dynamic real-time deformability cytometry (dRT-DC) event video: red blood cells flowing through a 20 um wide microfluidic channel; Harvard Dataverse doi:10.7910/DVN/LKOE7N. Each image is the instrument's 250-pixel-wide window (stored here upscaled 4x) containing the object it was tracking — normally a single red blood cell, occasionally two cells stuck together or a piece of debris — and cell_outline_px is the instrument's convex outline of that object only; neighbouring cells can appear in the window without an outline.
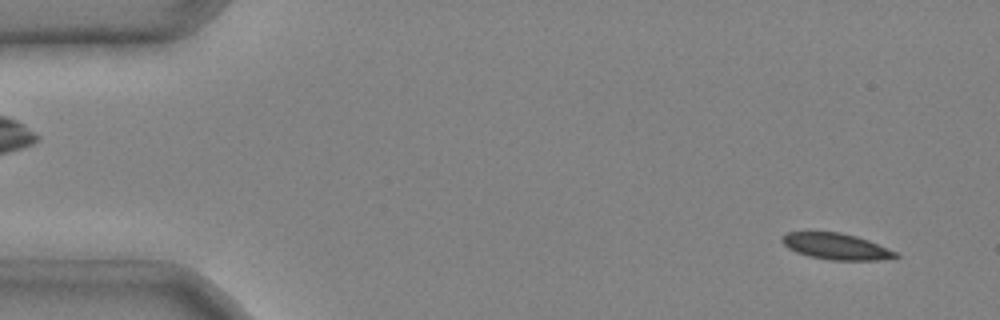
{"species": "common noctule bat (a hibernating species)", "species_latin": "Nyctalus noctula", "temperature_condition": "cold", "stored_images_in_passage": 4, "camera_frame_rate_fps": 3000, "um_per_image_px": 0.085, "animal": {"sex": "male", "body_mass_g": 20.4}, "frame": {"image": 1, "passage_image": 1, "time_ms": 0.0, "image_size_px": [1000, 320], "cell_outline_px": [[900, 256], [880, 260], [832, 260], [808, 256], [796, 252], [788, 248], [780, 240], [780, 236], [788, 232], [840, 232], [856, 236], [868, 240], [896, 252]], "centroid_in_image_um": [71.03, 20.94], "position_along_channel_um": 14.0, "area_um2": 17.28}}
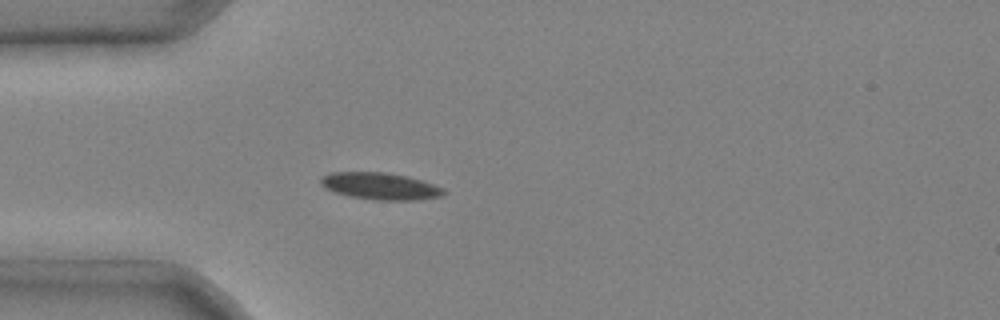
{"frame": {"image": 2, "passage_image": 4, "time_ms": 1.0, "image_size_px": [1000, 320], "cell_outline_px": [[448, 192], [444, 196], [420, 200], [376, 200], [352, 196], [336, 192], [324, 188], [320, 184], [320, 176], [328, 172], [384, 172], [408, 176], [444, 188]], "centroid_in_image_um": [32.34, 15.82], "position_along_channel_um": 52.7, "area_um2": 19.48}}